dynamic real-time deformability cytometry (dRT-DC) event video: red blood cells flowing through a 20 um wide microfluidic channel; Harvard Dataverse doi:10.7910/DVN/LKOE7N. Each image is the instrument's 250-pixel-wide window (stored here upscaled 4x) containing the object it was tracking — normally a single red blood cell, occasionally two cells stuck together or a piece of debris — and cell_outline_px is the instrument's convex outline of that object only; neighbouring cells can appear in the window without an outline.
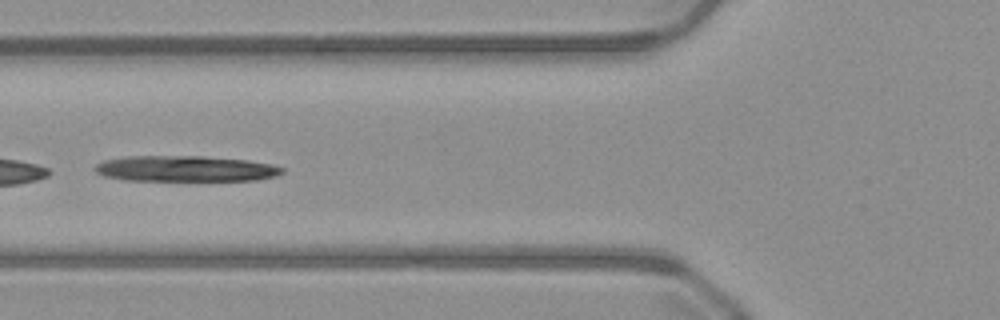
{"species": "common noctule bat (a hibernating species)", "species_latin": "Nyctalus noctula", "temperature_condition": "warm", "stored_images_in_passage": 16, "camera_frame_rate_fps": 3000, "um_per_image_px": 0.085, "animal": {"sex": "male", "body_mass_g": 23.1, "forearm_length_mm": 52.7}, "frame": {"image": 1, "passage_image": 10, "time_ms": 3.0, "image_size_px": [1000, 320], "cell_outline_px": [[284, 172], [276, 176], [256, 180], [124, 180], [104, 176], [96, 172], [92, 168], [100, 160], [124, 156], [204, 156], [248, 160], [272, 164], [284, 168]], "centroid_in_image_um": [15.72, 14.32], "position_along_channel_um": 110.1, "area_um2": 28.38}}